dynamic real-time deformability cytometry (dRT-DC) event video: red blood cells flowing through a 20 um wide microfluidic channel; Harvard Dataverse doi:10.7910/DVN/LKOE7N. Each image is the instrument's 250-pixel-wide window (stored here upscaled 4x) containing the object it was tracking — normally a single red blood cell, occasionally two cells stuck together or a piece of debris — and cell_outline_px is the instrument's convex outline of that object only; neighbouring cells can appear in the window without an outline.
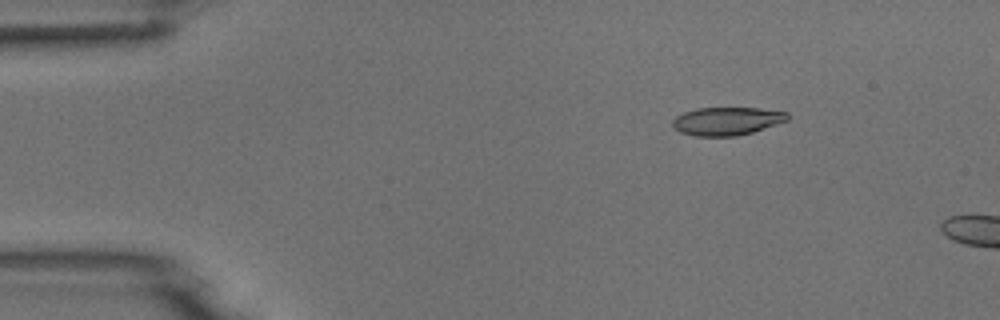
{"species": "common noctule bat (a hibernating species)", "species_latin": "Nyctalus noctula", "temperature_condition": "room temperature", "stored_images_in_passage": 5, "camera_frame_rate_fps": 3000, "um_per_image_px": 0.085, "animal": {"sex": "male", "body_mass_g": 18.8}, "frame": {"image": 1, "passage_image": 3, "time_ms": 2.333, "image_size_px": [1000, 320], "cell_outline_px": [[788, 120], [752, 132], [736, 136], [696, 136], [680, 132], [672, 124], [672, 120], [676, 116], [684, 112], [696, 108], [760, 108], [788, 112]], "centroid_in_image_um": [61.78, 10.29], "position_along_channel_um": 23.2, "area_um2": 18.73}}